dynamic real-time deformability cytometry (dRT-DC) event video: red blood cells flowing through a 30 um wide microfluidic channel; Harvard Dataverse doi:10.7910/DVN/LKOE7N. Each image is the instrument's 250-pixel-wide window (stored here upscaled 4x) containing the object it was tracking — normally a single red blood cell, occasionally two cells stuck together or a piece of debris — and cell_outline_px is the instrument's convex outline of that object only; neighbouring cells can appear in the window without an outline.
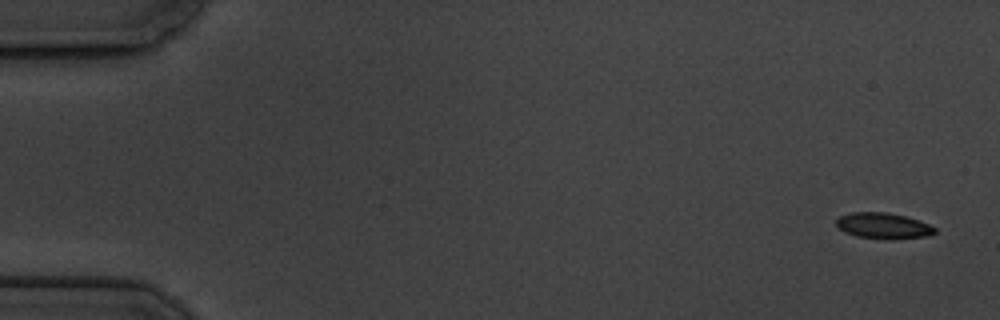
{"species": "common noctule bat (a hibernating species)", "species_latin": "Nyctalus noctula", "temperature_condition": "cold", "stored_images_in_passage": 5, "camera_frame_rate_fps": 3000, "um_per_image_px": 0.085, "animal": {"sex": "male", "body_mass_g": 19.5, "forearm_length_mm": 54.6}, "frame": {"image": 1, "passage_image": 1, "time_ms": 0.0, "image_size_px": [1000, 320], "cell_outline_px": [[936, 232], [928, 236], [856, 236], [844, 232], [836, 224], [836, 220], [840, 216], [852, 212], [888, 212], [904, 216], [928, 224], [936, 228]], "centroid_in_image_um": [75.02, 19.13], "position_along_channel_um": 10.0, "area_um2": 13.81}}
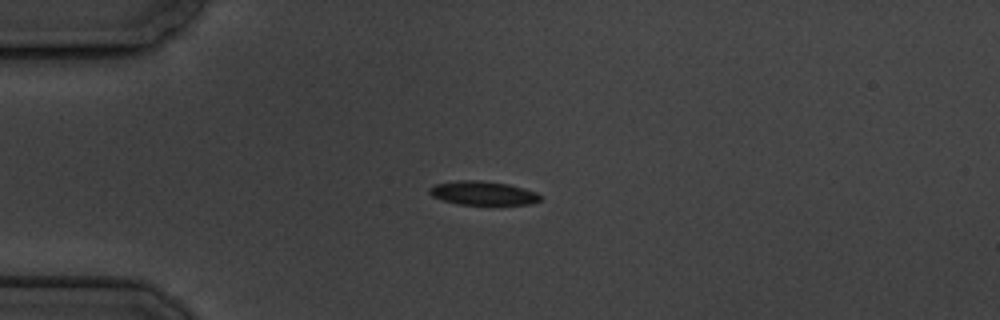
{"frame": {"image": 2, "passage_image": 4, "time_ms": 4.333, "image_size_px": [1000, 320], "cell_outline_px": [[540, 200], [528, 204], [460, 204], [444, 200], [432, 196], [428, 192], [428, 188], [436, 184], [456, 180], [480, 180], [508, 184], [524, 188], [536, 192], [540, 196]], "centroid_in_image_um": [41.02, 16.4], "position_along_channel_um": 44.0, "area_um2": 15.2}}